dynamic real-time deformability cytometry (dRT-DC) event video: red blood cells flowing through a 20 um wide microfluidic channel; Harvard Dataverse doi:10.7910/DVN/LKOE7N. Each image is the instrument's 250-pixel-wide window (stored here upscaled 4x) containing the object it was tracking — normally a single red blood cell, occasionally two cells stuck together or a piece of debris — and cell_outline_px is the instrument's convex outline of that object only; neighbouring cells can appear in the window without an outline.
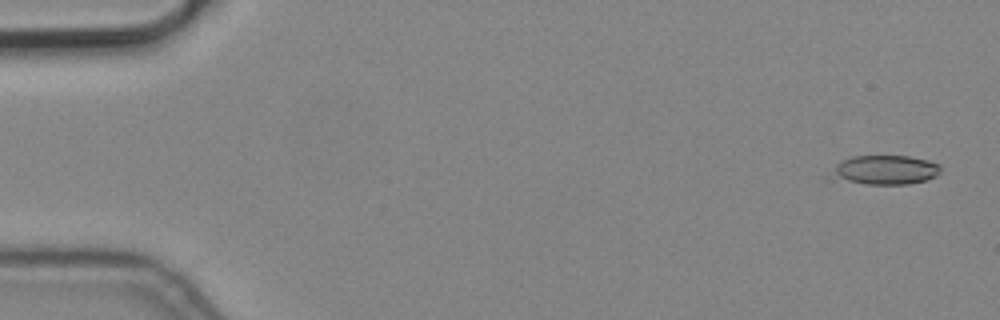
{"species": "common noctule bat (a hibernating species)", "species_latin": "Nyctalus noctula", "temperature_condition": "cold", "stored_images_in_passage": 5, "camera_frame_rate_fps": 3000, "um_per_image_px": 0.085, "animal": {"sex": "male", "body_mass_g": 19.2, "forearm_length_mm": 51.8}, "frame": {"image": 1, "passage_image": 1, "time_ms": 0.0, "image_size_px": [1000, 320], "cell_outline_px": [[940, 172], [936, 176], [928, 180], [908, 184], [864, 184], [824, 180], [820, 176], [840, 160], [852, 156], [908, 156], [928, 160], [940, 164]], "centroid_in_image_um": [74.99, 14.47], "position_along_channel_um": 10.0, "area_um2": 19.88}}
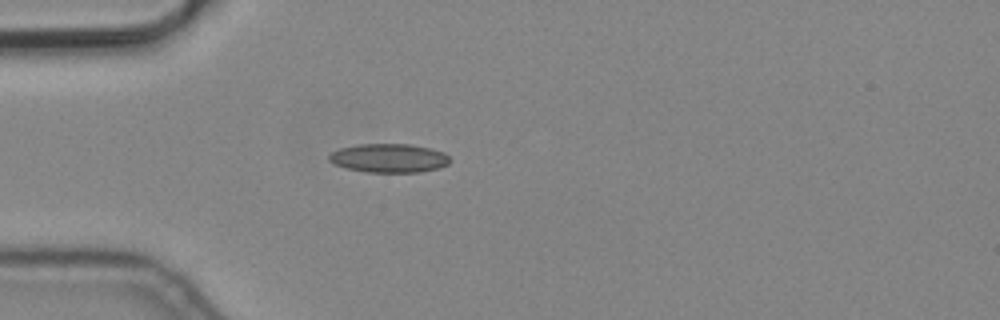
{"frame": {"image": 2, "passage_image": 5, "time_ms": 1.333, "image_size_px": [1000, 320], "cell_outline_px": [[448, 164], [440, 168], [420, 172], [368, 172], [348, 168], [336, 164], [328, 160], [328, 156], [332, 152], [340, 148], [360, 144], [408, 144], [432, 148], [444, 152], [448, 156]], "centroid_in_image_um": [33.09, 13.43], "position_along_channel_um": 51.9, "area_um2": 20.17}}